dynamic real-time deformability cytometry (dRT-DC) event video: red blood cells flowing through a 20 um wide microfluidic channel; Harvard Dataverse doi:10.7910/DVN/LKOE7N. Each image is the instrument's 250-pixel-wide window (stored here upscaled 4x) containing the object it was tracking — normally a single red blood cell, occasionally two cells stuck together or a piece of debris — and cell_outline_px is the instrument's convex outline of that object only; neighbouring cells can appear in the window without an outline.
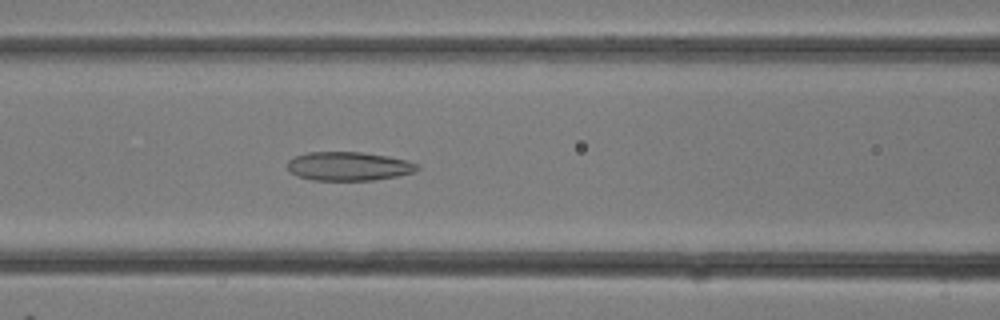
{"species": "common noctule bat (a hibernating species)", "species_latin": "Nyctalus noctula", "temperature_condition": "room temperature", "stored_images_in_passage": 15, "camera_frame_rate_fps": 3000, "um_per_image_px": 0.085, "animal": {"sex": "female"}, "frame": {"image": 1, "passage_image": 13, "time_ms": 4.0, "image_size_px": [1000, 320], "cell_outline_px": [[420, 168], [412, 172], [396, 176], [372, 180], [312, 180], [296, 176], [288, 172], [288, 160], [296, 156], [308, 152], [360, 152], [388, 156], [408, 160], [416, 164]], "centroid_in_image_um": [29.59, 14.13], "position_along_channel_um": 137.0, "area_um2": 21.73}}
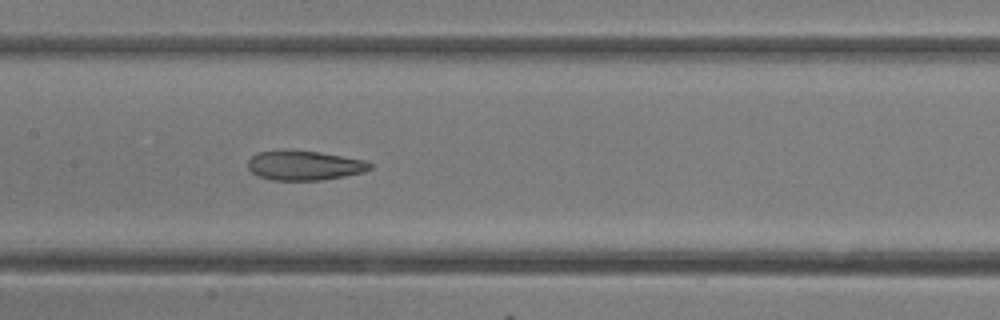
{"frame": {"image": 2, "passage_image": 15, "time_ms": 4.667, "image_size_px": [1000, 320], "cell_outline_px": [[372, 168], [364, 172], [324, 180], [272, 180], [256, 176], [248, 168], [248, 160], [256, 152], [284, 148], [320, 152], [364, 160], [372, 164]], "centroid_in_image_um": [25.82, 14.04], "position_along_channel_um": 181.6, "area_um2": 21.5}}